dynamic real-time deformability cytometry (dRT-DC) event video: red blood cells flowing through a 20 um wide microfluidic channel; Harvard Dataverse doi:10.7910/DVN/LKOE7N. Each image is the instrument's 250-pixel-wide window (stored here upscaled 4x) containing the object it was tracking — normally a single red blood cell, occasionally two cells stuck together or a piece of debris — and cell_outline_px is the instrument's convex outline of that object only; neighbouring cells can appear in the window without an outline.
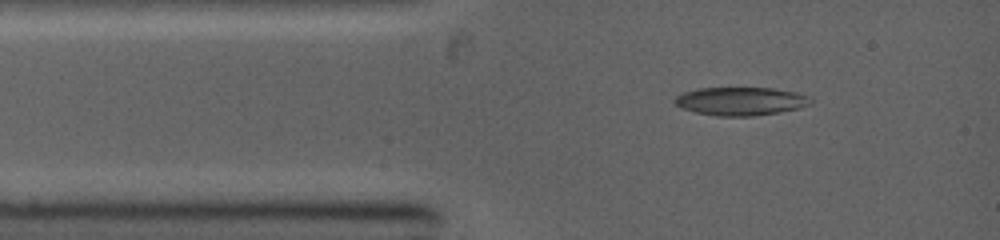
{"species": "common noctule bat (a hibernating species)", "species_latin": "Nyctalus noctula", "temperature_condition": "warm", "stored_images_in_passage": 24, "camera_frame_rate_fps": 5000, "um_per_image_px": 0.085, "animal": {"sex": "female", "body_mass_g": 19.0, "forearm_length_mm": 53.3}, "frame": {"image": 1, "passage_image": 2, "time_ms": 0.6, "image_size_px": [1000, 240], "cell_outline_px": [[812, 104], [800, 108], [780, 112], [752, 116], [716, 116], [696, 112], [680, 108], [672, 100], [676, 96], [684, 92], [700, 88], [772, 88], [796, 92], [808, 96], [812, 100]], "centroid_in_image_um": [62.96, 8.61], "position_along_channel_um": 22.0, "area_um2": 22.48}}
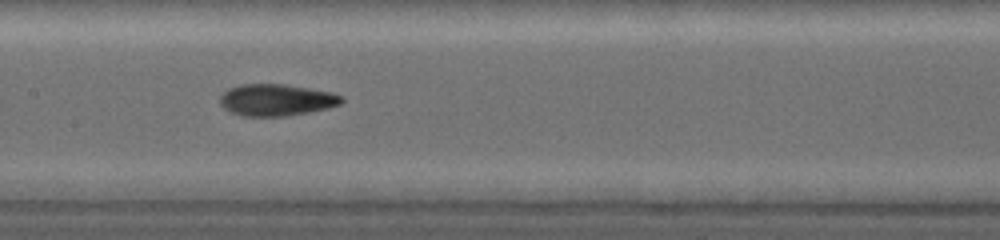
{"frame": {"image": 2, "passage_image": 10, "time_ms": 4.6, "image_size_px": [1000, 240], "cell_outline_px": [[344, 100], [340, 104], [328, 108], [308, 112], [284, 116], [244, 116], [232, 112], [224, 108], [220, 104], [220, 96], [228, 88], [240, 84], [284, 84], [332, 92], [344, 96]], "centroid_in_image_um": [23.5, 8.49], "position_along_channel_um": 183.9, "area_um2": 22.48}}
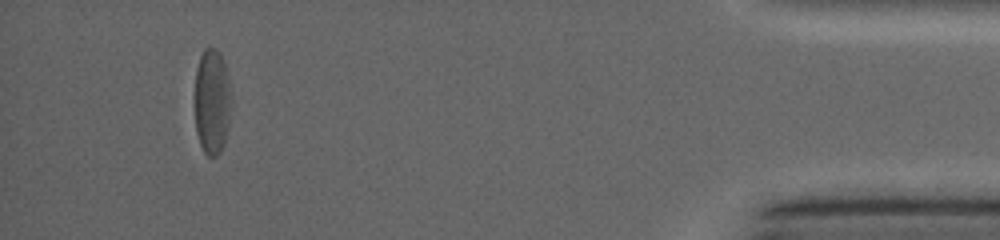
{"frame": {"image": 3, "passage_image": 24, "time_ms": 11.4, "image_size_px": [1000, 240], "cell_outline_px": [[232, 108], [228, 128], [224, 144], [220, 152], [216, 156], [208, 156], [204, 152], [200, 144], [196, 132], [196, 68], [200, 56], [204, 48], [208, 44], [216, 48], [220, 52], [228, 76], [232, 96]], "centroid_in_image_um": [18.06, 8.6], "position_along_channel_um": 417.1, "area_um2": 22.89}}